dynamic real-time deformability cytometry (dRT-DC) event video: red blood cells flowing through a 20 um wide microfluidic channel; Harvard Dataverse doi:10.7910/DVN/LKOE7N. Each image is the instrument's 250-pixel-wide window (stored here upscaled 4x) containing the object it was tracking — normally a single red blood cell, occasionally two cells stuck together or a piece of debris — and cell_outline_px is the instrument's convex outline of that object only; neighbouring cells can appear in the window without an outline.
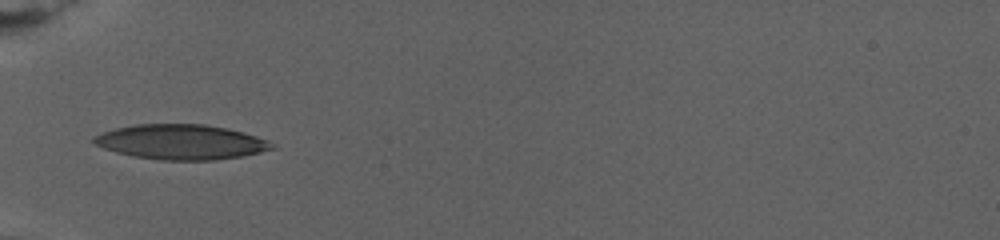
{"species": "human", "species_latin": "Homo sapiens", "temperature_condition": "warm", "stored_images_in_passage": 25, "camera_frame_rate_fps": 3000, "um_per_image_px": 0.085, "donor": {"sex": "female"}, "frame": {"image": 1, "passage_image": 1, "time_ms": 0.0, "image_size_px": [1000, 240], "cell_outline_px": [[276, 148], [260, 152], [240, 156], [212, 160], [160, 160], [132, 156], [116, 152], [92, 144], [92, 136], [116, 128], [136, 124], [204, 124], [228, 128], [256, 136], [268, 140]], "centroid_in_image_um": [15.35, 12.07], "position_along_channel_um": 69.6, "area_um2": 36.24}}
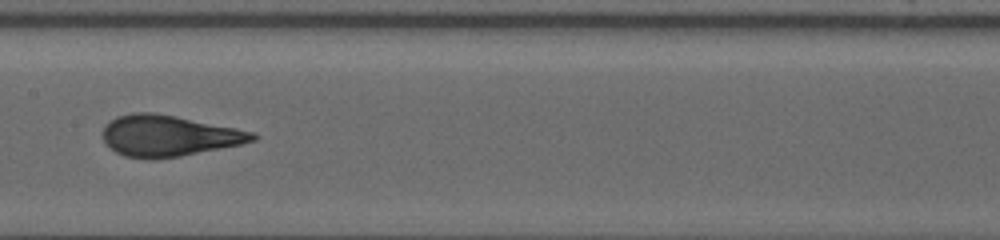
{"frame": {"image": 2, "passage_image": 9, "time_ms": 4.667, "image_size_px": [1000, 240], "cell_outline_px": [[260, 136], [256, 140], [240, 144], [180, 156], [124, 156], [116, 152], [104, 140], [104, 128], [116, 116], [132, 112], [152, 112], [176, 116], [236, 128], [252, 132]], "centroid_in_image_um": [14.38, 11.5], "position_along_channel_um": 193.0, "area_um2": 34.74}}
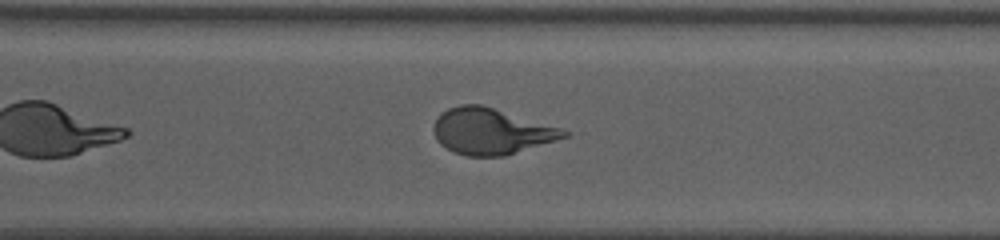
{"frame": {"image": 3, "passage_image": 17, "time_ms": 9.667, "image_size_px": [1000, 240], "cell_outline_px": [[568, 136], [556, 140], [504, 156], [468, 156], [456, 152], [440, 144], [436, 140], [432, 128], [436, 120], [448, 108], [460, 104], [480, 104], [564, 128], [568, 132]], "centroid_in_image_um": [41.76, 11.15], "position_along_channel_um": 328.8, "area_um2": 34.74}, "authors_computed_cell_mechanics": {"area_um2": 34.9112, "velocity_mm_per_s": 2.7234, "shape_relaxation_time_tau1_ms": 8.16, "shape_relaxation_time_tau2_ms": null, "deformation_change_tau1": 0.2424, "deformation_change_tau2": null}}